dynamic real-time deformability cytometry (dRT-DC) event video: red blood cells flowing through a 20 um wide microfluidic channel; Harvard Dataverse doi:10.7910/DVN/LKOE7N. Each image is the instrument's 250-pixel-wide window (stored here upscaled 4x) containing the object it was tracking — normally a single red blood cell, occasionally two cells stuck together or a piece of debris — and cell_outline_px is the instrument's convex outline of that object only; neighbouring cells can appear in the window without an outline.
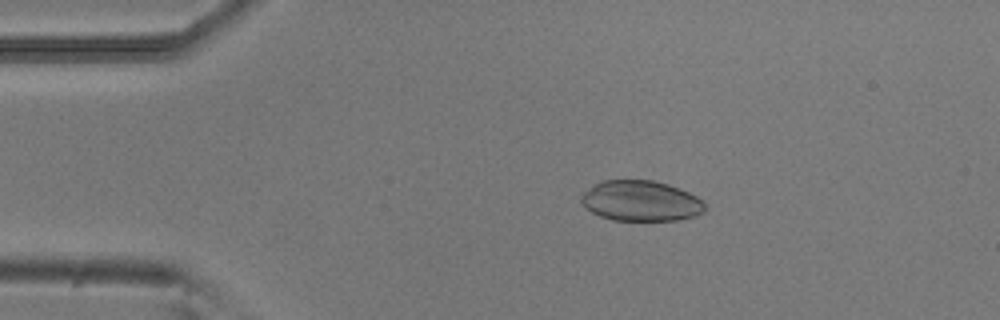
{"species": "common noctule bat (a hibernating species)", "species_latin": "Nyctalus noctula", "temperature_condition": "room temperature", "stored_images_in_passage": 4, "camera_frame_rate_fps": 3000, "um_per_image_px": 0.085, "animal": {"sex": "male", "body_mass_g": 20.5, "forearm_length_mm": 52.5}, "frame": {"image": 1, "passage_image": 3, "time_ms": 0.667, "image_size_px": [1000, 320], "cell_outline_px": [[704, 212], [680, 220], [612, 220], [600, 216], [592, 212], [580, 200], [580, 196], [592, 184], [600, 180], [652, 180], [668, 184], [680, 188], [704, 200]], "centroid_in_image_um": [54.46, 17.06], "position_along_channel_um": 30.5, "area_um2": 29.25}}